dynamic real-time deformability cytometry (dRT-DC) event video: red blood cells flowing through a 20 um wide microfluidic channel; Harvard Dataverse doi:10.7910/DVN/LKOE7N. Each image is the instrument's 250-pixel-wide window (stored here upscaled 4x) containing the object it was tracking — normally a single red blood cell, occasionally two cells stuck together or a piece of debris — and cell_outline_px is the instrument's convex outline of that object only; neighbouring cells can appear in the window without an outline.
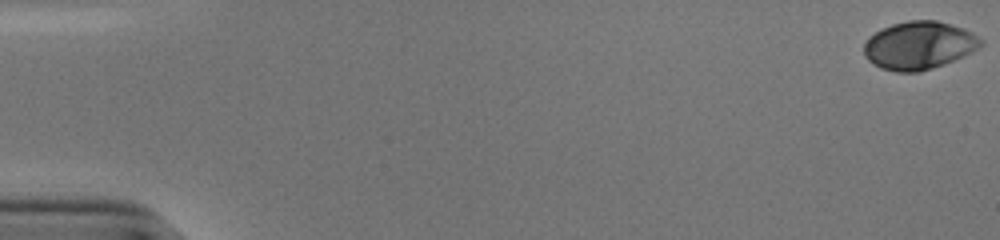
{"species": "human", "species_latin": "Homo sapiens", "temperature_condition": "cold", "stored_images_in_passage": 46, "camera_frame_rate_fps": 3000, "um_per_image_px": 0.085, "donor": {"sex": "male"}, "frame": {"image": 1, "passage_image": 1, "time_ms": 0.0, "image_size_px": [1000, 240], "cell_outline_px": [[984, 44], [980, 48], [964, 56], [944, 64], [920, 72], [896, 72], [880, 68], [872, 64], [868, 60], [864, 52], [864, 44], [868, 36], [892, 24], [908, 20], [936, 20], [964, 28], [972, 32], [984, 40]], "centroid_in_image_um": [78.14, 3.86], "position_along_channel_um": 6.9, "area_um2": 32.95}}
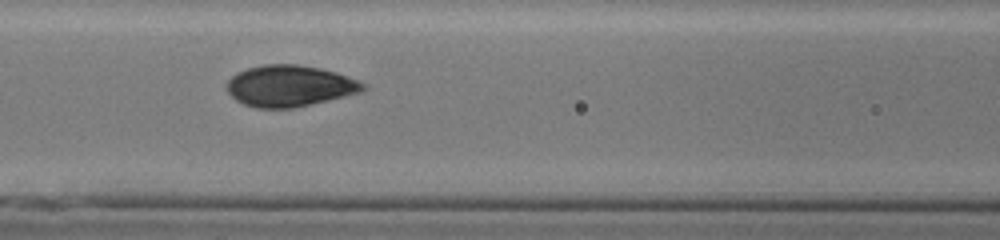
{"frame": {"image": 2, "passage_image": 25, "time_ms": 8.0, "image_size_px": [1000, 240], "cell_outline_px": [[368, 84], [360, 92], [328, 100], [292, 108], [256, 108], [244, 104], [236, 100], [228, 92], [224, 84], [236, 72], [248, 68], [264, 64], [300, 64], [320, 68], [336, 72], [360, 80]], "centroid_in_image_um": [24.61, 7.29], "position_along_channel_um": 142.0, "area_um2": 32.95}}
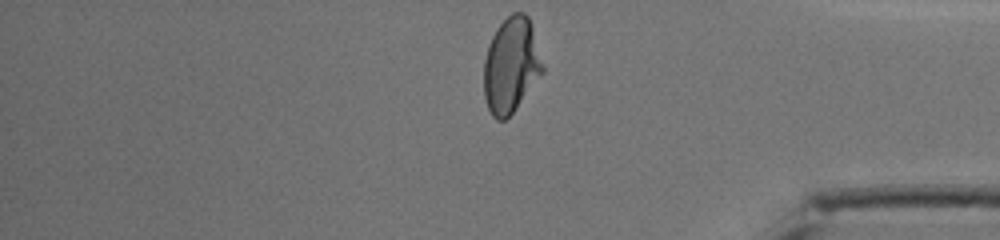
{"frame": {"image": 3, "passage_image": 46, "time_ms": 15.0, "image_size_px": [1000, 240], "cell_outline_px": [[544, 72], [512, 112], [504, 120], [496, 120], [492, 116], [488, 108], [484, 96], [484, 60], [488, 44], [496, 28], [512, 12], [524, 12], [528, 16], [532, 28], [544, 68]], "centroid_in_image_um": [43.42, 5.54], "position_along_channel_um": 391.8, "area_um2": 32.37}, "authors_computed_cell_mechanics": {"area_um2": 32.3391, "velocity_mm_per_s": 3.8499, "shape_relaxation_time_tau1_ms": 5.2127, "shape_relaxation_time_tau2_ms": null, "deformation_change_tau1": 0.1901, "deformation_change_tau2": null}}